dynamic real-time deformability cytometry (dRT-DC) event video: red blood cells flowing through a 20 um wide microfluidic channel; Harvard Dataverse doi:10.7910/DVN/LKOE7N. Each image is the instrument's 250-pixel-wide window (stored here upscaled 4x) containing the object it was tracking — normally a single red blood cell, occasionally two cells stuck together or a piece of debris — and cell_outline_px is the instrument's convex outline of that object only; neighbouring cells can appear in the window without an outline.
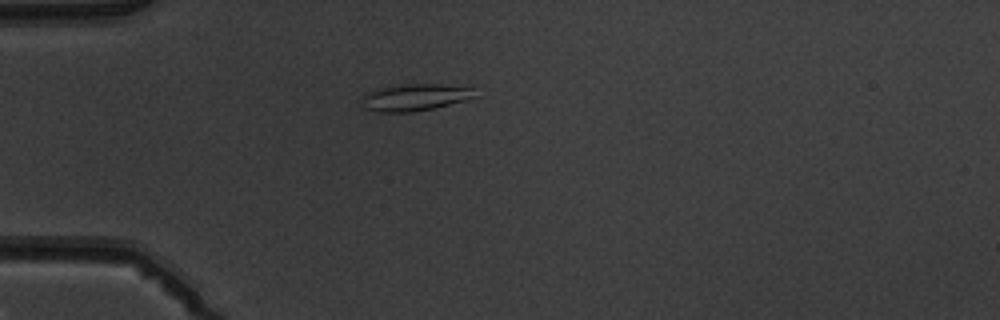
{"species": "common noctule bat (a hibernating species)", "species_latin": "Nyctalus noctula", "temperature_condition": "warm", "stored_images_in_passage": 3, "camera_frame_rate_fps": 3000, "um_per_image_px": 0.085, "animal": {"sex": "male", "body_mass_g": 19.5, "forearm_length_mm": 54.6}, "frame": {"image": 1, "passage_image": 3, "time_ms": 2.333, "image_size_px": [1000, 320], "cell_outline_px": [[480, 96], [432, 108], [412, 112], [376, 112], [364, 108], [360, 96], [368, 92], [380, 88], [408, 84], [440, 84], [472, 88]], "centroid_in_image_um": [35.25, 8.28], "position_along_channel_um": 49.7, "area_um2": 17.63}}